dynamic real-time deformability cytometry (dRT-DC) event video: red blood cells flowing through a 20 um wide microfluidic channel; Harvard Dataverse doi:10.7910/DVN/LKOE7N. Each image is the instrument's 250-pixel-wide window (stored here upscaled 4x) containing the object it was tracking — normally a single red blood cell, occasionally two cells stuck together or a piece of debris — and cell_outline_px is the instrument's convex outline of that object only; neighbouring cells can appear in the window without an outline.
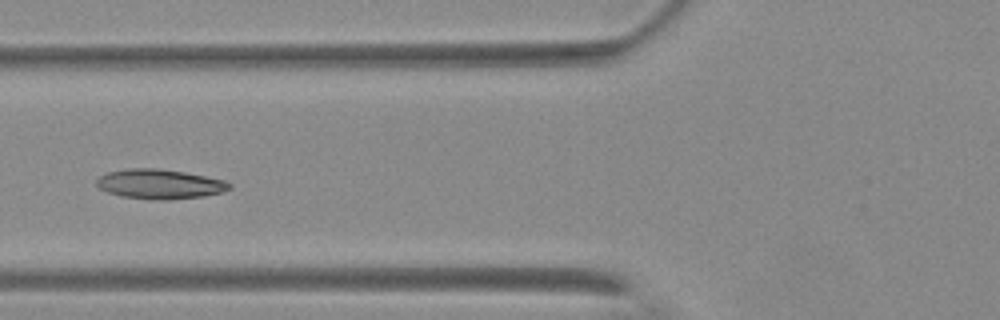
{"species": "Egyptian fruit bat (a non-hibernating species)", "species_latin": "Rousettus aegyptiacus", "temperature_condition": "warm", "stored_images_in_passage": 7, "camera_frame_rate_fps": 3000, "um_per_image_px": 0.085, "animal": {"sex": "female"}, "frame": {"image": 1, "passage_image": 7, "time_ms": 7.333, "image_size_px": [1000, 320], "cell_outline_px": [[232, 188], [224, 192], [204, 196], [168, 200], [148, 200], [120, 196], [108, 192], [100, 188], [96, 184], [96, 180], [100, 176], [108, 172], [132, 168], [156, 168], [184, 172], [224, 180], [232, 184]], "centroid_in_image_um": [13.59, 15.66], "position_along_channel_um": 112.2, "area_um2": 23.06}}